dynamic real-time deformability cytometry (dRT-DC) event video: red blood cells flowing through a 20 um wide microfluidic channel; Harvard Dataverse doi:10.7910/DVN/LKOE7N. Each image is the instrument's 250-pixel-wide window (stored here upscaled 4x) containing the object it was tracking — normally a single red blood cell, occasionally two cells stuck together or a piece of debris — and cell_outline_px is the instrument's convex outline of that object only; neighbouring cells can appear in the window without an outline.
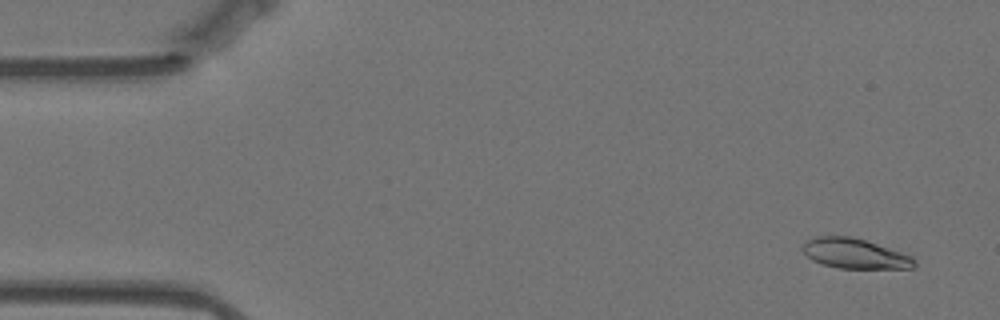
{"species": "Egyptian fruit bat (a non-hibernating species)", "species_latin": "Rousettus aegyptiacus", "temperature_condition": "warm", "stored_images_in_passage": 57, "camera_frame_rate_fps": 3000, "um_per_image_px": 0.085, "animal": {"sex": "female"}, "frame": {"image": 1, "passage_image": 3, "time_ms": 0.667, "image_size_px": [1000, 320], "cell_outline_px": [[916, 264], [912, 268], [840, 268], [820, 264], [812, 260], [800, 248], [804, 240], [816, 236], [852, 236], [912, 256], [916, 260]], "centroid_in_image_um": [72.6, 21.55], "position_along_channel_um": 12.4, "area_um2": 19.54}}
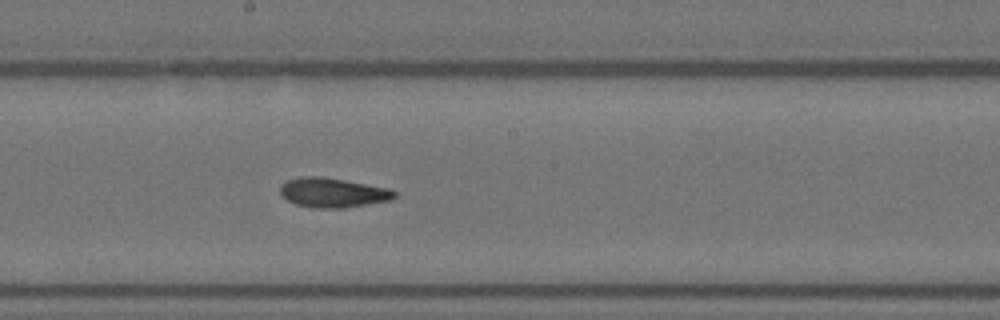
{"frame": {"image": 2, "passage_image": 30, "time_ms": 9.667, "image_size_px": [1000, 320], "cell_outline_px": [[396, 196], [392, 200], [344, 208], [312, 208], [296, 204], [288, 200], [280, 192], [280, 184], [288, 180], [300, 176], [320, 176], [344, 180], [388, 188], [396, 192]], "centroid_in_image_um": [28.28, 16.38], "position_along_channel_um": 219.9, "area_um2": 19.65}}
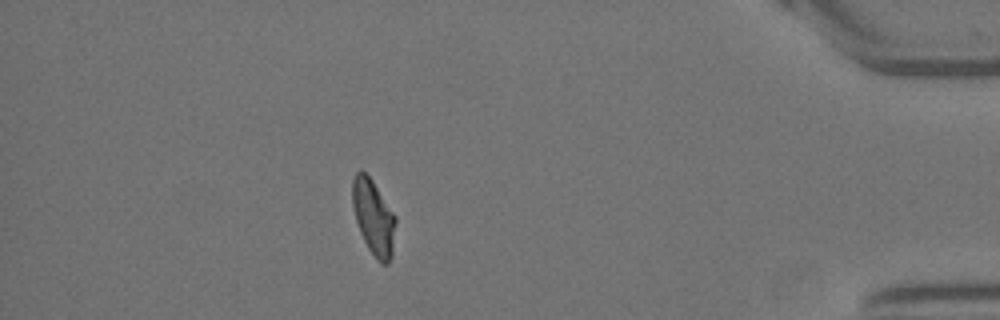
{"frame": {"image": 3, "passage_image": 50, "time_ms": 16.333, "image_size_px": [1000, 320], "cell_outline_px": [[396, 224], [392, 256], [388, 264], [380, 264], [376, 260], [368, 248], [360, 232], [356, 220], [352, 204], [352, 180], [356, 172], [360, 168], [372, 180], [396, 216]], "centroid_in_image_um": [31.75, 18.49], "position_along_channel_um": 403.4, "area_um2": 19.07}, "authors_computed_cell_mechanics": {"area_um2": 19.4786, "velocity_mm_per_s": 3.5071, "shape_relaxation_time_tau1_ms": 4.6576, "shape_relaxation_time_tau2_ms": 2.6783, "deformation_change_tau1": 0.1753, "deformation_change_tau2": 0.0545}}